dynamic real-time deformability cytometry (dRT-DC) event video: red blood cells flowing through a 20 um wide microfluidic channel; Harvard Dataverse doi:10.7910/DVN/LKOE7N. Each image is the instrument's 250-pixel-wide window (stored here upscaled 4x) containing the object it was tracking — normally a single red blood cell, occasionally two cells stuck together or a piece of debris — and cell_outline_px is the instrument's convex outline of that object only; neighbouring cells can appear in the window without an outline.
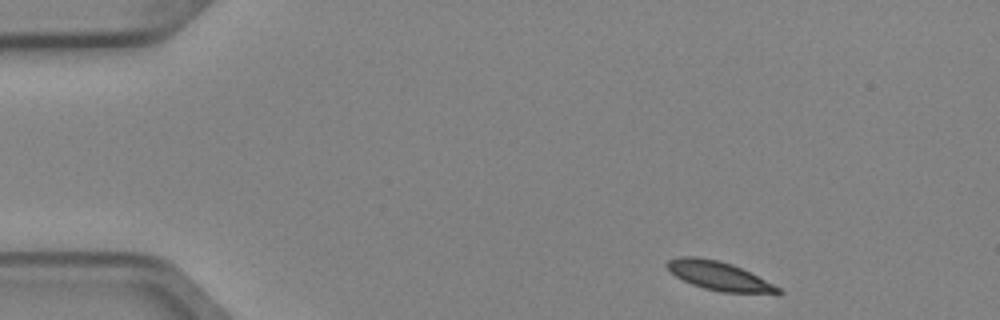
{"species": "Egyptian fruit bat (a non-hibernating species)", "species_latin": "Rousettus aegyptiacus", "temperature_condition": "cold", "stored_images_in_passage": 3, "camera_frame_rate_fps": 3000, "um_per_image_px": 0.085, "animal": {"sex": "female"}, "frame": {"image": 1, "passage_image": 1, "time_ms": 0.0, "image_size_px": [1000, 320], "cell_outline_px": [[784, 292], [776, 296], [720, 292], [704, 288], [692, 284], [676, 276], [664, 264], [668, 260], [680, 256], [696, 256], [720, 260], [732, 264], [780, 288]], "centroid_in_image_um": [61.19, 23.49], "position_along_channel_um": 23.8, "area_um2": 18.96}}
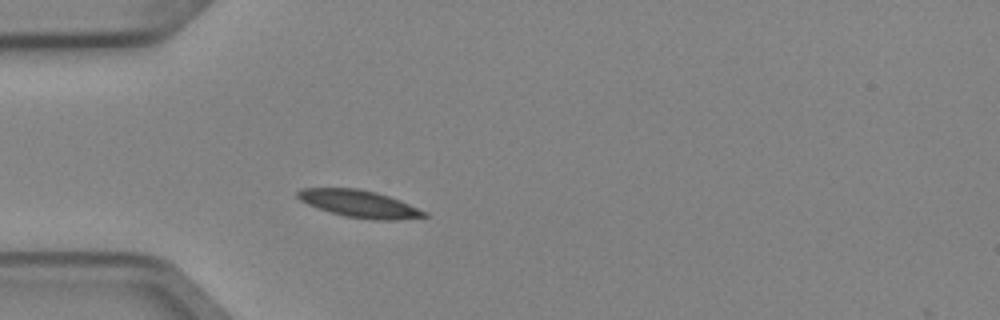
{"frame": {"image": 2, "passage_image": 3, "time_ms": 0.667, "image_size_px": [1000, 320], "cell_outline_px": [[428, 216], [396, 220], [372, 220], [344, 216], [308, 204], [300, 200], [296, 196], [296, 192], [300, 188], [360, 188], [376, 192], [400, 200], [428, 212]], "centroid_in_image_um": [30.56, 17.32], "position_along_channel_um": 54.4, "area_um2": 20.06}}